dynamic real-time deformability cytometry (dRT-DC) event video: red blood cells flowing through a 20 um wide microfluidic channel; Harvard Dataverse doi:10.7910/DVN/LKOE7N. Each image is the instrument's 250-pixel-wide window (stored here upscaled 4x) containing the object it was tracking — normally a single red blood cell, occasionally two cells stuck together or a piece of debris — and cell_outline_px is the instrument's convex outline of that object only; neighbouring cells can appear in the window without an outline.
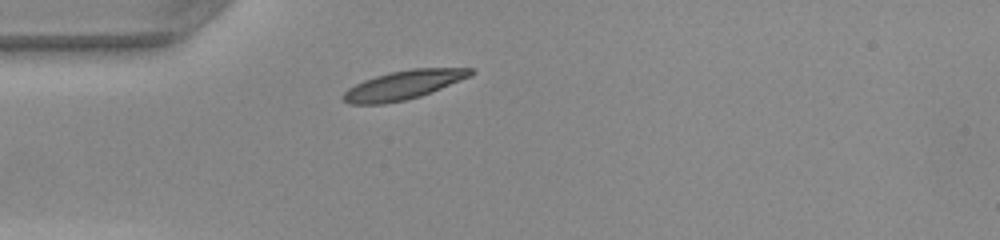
{"species": "common noctule bat (a hibernating species)", "species_latin": "Nyctalus noctula", "temperature_condition": "warm", "stored_images_in_passage": 37, "camera_frame_rate_fps": 3000, "um_per_image_px": 0.085, "animal": {"sex": "female", "body_mass_g": 22.0, "forearm_length_mm": 56.7}, "frame": {"image": 1, "passage_image": 1, "time_ms": 0.0, "image_size_px": [1000, 240], "cell_outline_px": [[476, 72], [472, 76], [420, 96], [404, 100], [384, 104], [348, 104], [340, 96], [348, 88], [364, 80], [376, 76], [392, 72], [412, 68], [472, 68]], "centroid_in_image_um": [34.3, 7.22], "position_along_channel_um": 50.7, "area_um2": 21.39}}
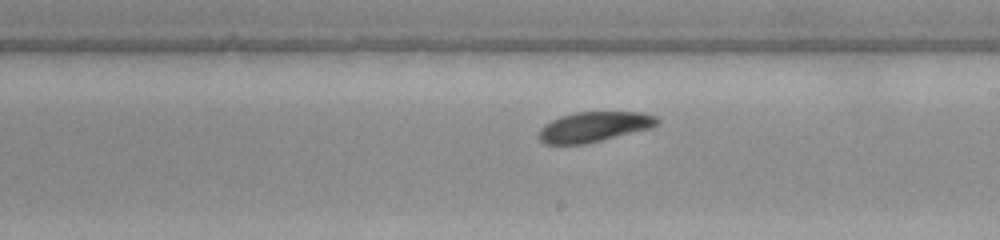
{"frame": {"image": 2, "passage_image": 16, "time_ms": 5.0, "image_size_px": [1000, 240], "cell_outline_px": [[660, 124], [652, 128], [584, 144], [544, 144], [540, 140], [540, 128], [544, 124], [560, 116], [576, 112], [644, 112], [656, 116], [660, 120]], "centroid_in_image_um": [50.54, 10.77], "position_along_channel_um": 238.5, "area_um2": 20.81}}
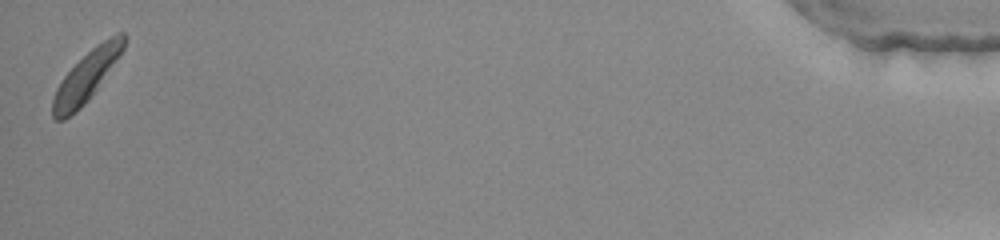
{"frame": {"image": 3, "passage_image": 37, "time_ms": 12.0, "image_size_px": [1000, 240], "cell_outline_px": [[128, 36], [124, 48], [116, 60], [88, 100], [76, 112], [64, 120], [56, 120], [52, 116], [52, 100], [56, 88], [64, 76], [92, 48], [108, 36], [116, 32], [124, 32]], "centroid_in_image_um": [7.35, 6.48], "position_along_channel_um": 427.8, "area_um2": 20.46}, "authors_computed_cell_mechanics": {"area_um2": 20.9236, "velocity_mm_per_s": 4.0044, "shape_relaxation_time_tau1_ms": 1.756, "shape_relaxation_time_tau2_ms": 7.2638, "deformation_change_tau1": 0.097, "deformation_change_tau2": 0.131}}